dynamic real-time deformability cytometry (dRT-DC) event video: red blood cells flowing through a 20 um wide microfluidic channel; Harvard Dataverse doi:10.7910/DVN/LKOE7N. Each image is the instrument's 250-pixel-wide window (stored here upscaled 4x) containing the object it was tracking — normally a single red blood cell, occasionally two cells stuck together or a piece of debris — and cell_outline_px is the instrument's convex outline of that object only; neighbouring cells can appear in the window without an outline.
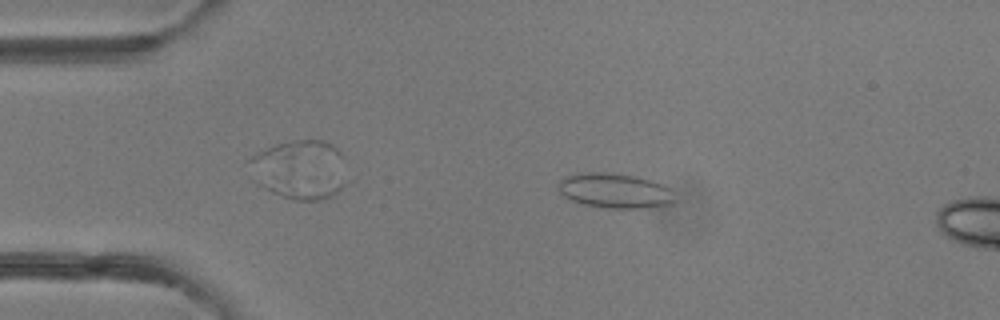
{"species": "common noctule bat (a hibernating species)", "species_latin": "Nyctalus noctula", "temperature_condition": "room temperature", "stored_images_in_passage": 6, "camera_frame_rate_fps": 3000, "um_per_image_px": 0.085, "animal": {"sex": "female"}, "frame": {"image": 1, "passage_image": 2, "time_ms": 0.333, "image_size_px": [1000, 320], "cell_outline_px": [[676, 204], [644, 208], [600, 208], [580, 204], [564, 196], [560, 192], [560, 180], [564, 176], [576, 172], [604, 172], [632, 176], [664, 184], [668, 188], [676, 200]], "centroid_in_image_um": [52.25, 16.22], "position_along_channel_um": 32.8, "area_um2": 23.81}}
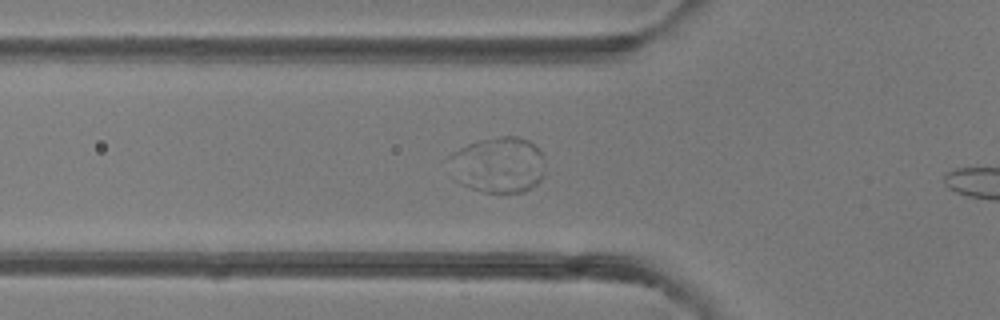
{"frame": {"image": 2, "passage_image": 4, "time_ms": 1.0, "image_size_px": [1000, 320], "cell_outline_px": [[544, 176], [532, 188], [524, 192], [480, 192], [464, 184], [448, 156], [452, 152], [468, 144], [480, 140], [500, 136], [516, 136], [528, 140], [544, 152]], "centroid_in_image_um": [42.47, 13.99], "position_along_channel_um": 83.3, "area_um2": 30.81}}